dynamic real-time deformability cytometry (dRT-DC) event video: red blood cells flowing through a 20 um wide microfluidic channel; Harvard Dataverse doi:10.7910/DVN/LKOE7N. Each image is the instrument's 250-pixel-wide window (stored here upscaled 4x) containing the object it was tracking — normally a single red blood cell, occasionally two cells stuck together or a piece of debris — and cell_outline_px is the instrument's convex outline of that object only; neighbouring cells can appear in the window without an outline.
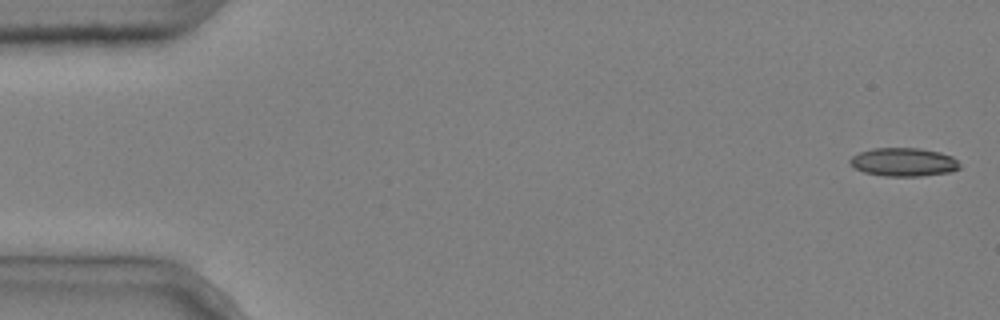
{"species": "common noctule bat (a hibernating species)", "species_latin": "Nyctalus noctula", "temperature_condition": "cold", "stored_images_in_passage": 4, "camera_frame_rate_fps": 3000, "um_per_image_px": 0.085, "animal": {"sex": "male", "body_mass_g": 20.4}, "frame": {"image": 1, "passage_image": 1, "time_ms": 0.0, "image_size_px": [1000, 320], "cell_outline_px": [[960, 168], [948, 172], [920, 176], [884, 176], [864, 172], [848, 164], [848, 160], [852, 156], [860, 152], [872, 148], [920, 148], [940, 152], [952, 156], [960, 164]], "centroid_in_image_um": [76.78, 13.77], "position_along_channel_um": 8.2, "area_um2": 18.21}}
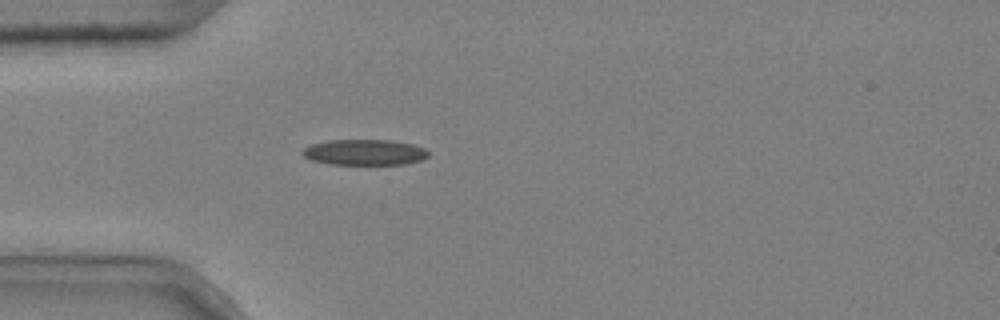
{"frame": {"image": 2, "passage_image": 4, "time_ms": 1.0, "image_size_px": [1000, 320], "cell_outline_px": [[428, 156], [420, 160], [404, 164], [328, 164], [312, 160], [304, 156], [300, 152], [304, 148], [312, 144], [328, 140], [392, 140], [412, 144], [424, 148], [428, 152]], "centroid_in_image_um": [30.97, 12.94], "position_along_channel_um": 54.0, "area_um2": 18.79}}